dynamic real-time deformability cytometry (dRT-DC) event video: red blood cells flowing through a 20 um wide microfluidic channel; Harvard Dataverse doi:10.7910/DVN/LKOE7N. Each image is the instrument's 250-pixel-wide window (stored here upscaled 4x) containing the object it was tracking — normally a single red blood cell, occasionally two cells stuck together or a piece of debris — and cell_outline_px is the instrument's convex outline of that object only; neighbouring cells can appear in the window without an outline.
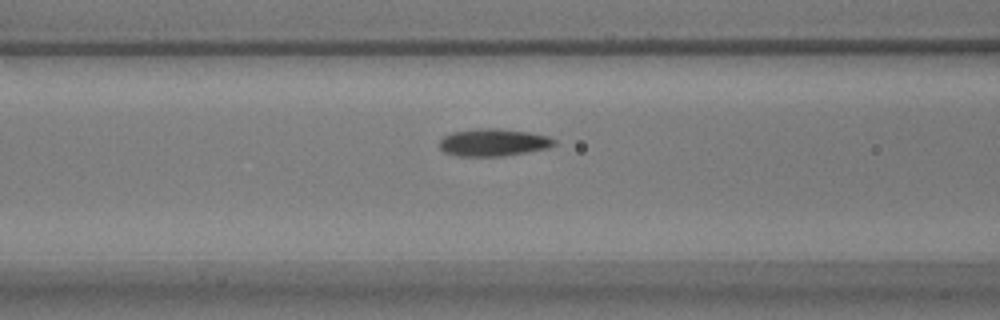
{"species": "common noctule bat (a hibernating species)", "species_latin": "Nyctalus noctula", "temperature_condition": "warm", "stored_images_in_passage": 26, "camera_frame_rate_fps": 3000, "um_per_image_px": 0.085, "animal": {"sex": "male", "body_mass_g": 17.9}, "frame": {"image": 1, "passage_image": 14, "time_ms": 4.333, "image_size_px": [1000, 320], "cell_outline_px": [[556, 144], [548, 148], [528, 152], [504, 156], [456, 156], [444, 152], [440, 148], [440, 140], [444, 136], [452, 132], [480, 128], [496, 128], [528, 132], [548, 136], [556, 140]], "centroid_in_image_um": [41.94, 12.11], "position_along_channel_um": 124.7, "area_um2": 18.38}}
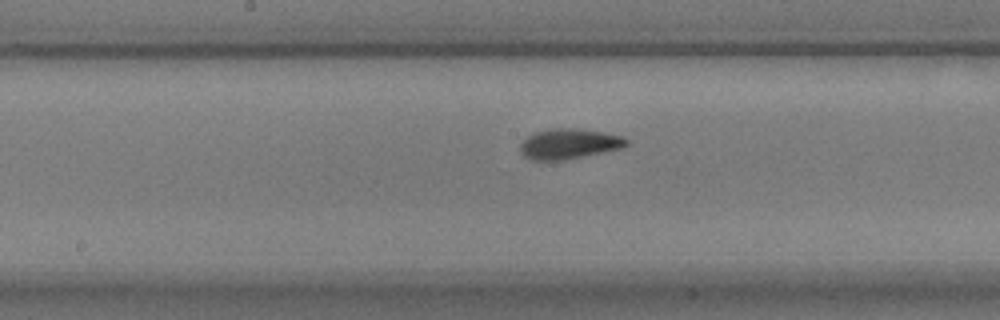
{"frame": {"image": 2, "passage_image": 20, "time_ms": 6.333, "image_size_px": [1000, 320], "cell_outline_px": [[628, 144], [624, 148], [564, 160], [532, 160], [524, 156], [520, 152], [520, 144], [532, 132], [552, 128], [576, 128], [604, 132], [624, 136], [628, 140]], "centroid_in_image_um": [48.38, 12.22], "position_along_channel_um": 199.8, "area_um2": 18.96}}
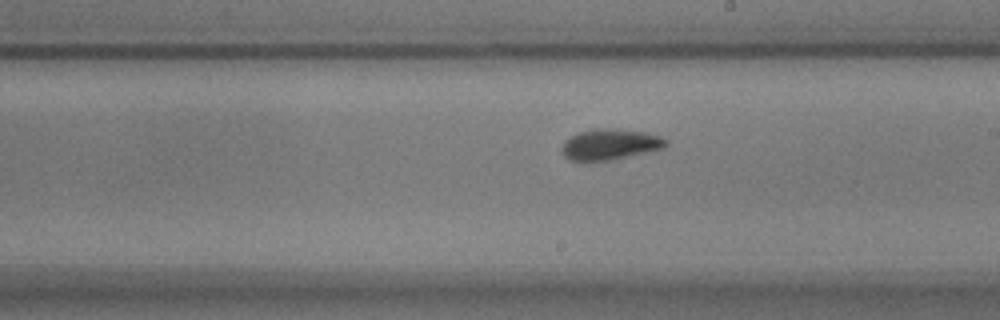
{"frame": {"image": 3, "passage_image": 23, "time_ms": 7.333, "image_size_px": [1000, 320], "cell_outline_px": [[668, 144], [664, 148], [612, 160], [588, 164], [580, 164], [568, 160], [560, 152], [560, 148], [564, 140], [580, 132], [596, 128], [608, 128], [644, 132], [660, 136], [668, 140]], "centroid_in_image_um": [51.76, 12.33], "position_along_channel_um": 237.2, "area_um2": 19.42}}